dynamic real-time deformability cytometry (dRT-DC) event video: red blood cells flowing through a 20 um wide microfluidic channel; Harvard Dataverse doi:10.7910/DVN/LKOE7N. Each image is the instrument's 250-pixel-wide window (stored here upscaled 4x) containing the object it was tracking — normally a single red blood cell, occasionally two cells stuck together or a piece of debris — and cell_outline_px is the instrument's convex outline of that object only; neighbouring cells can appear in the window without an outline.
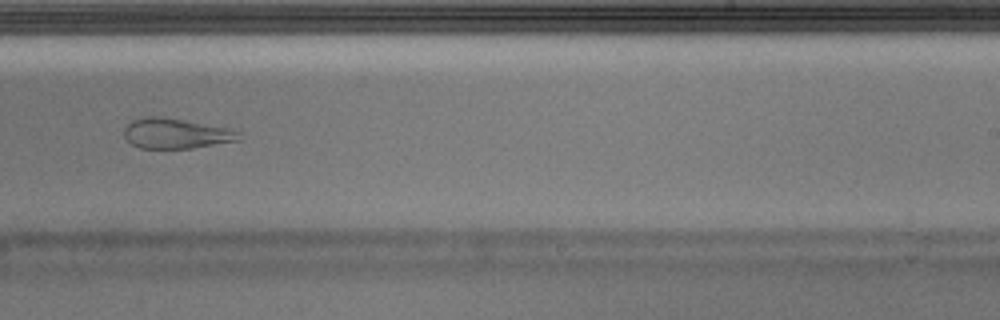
{"species": "Egyptian fruit bat (a non-hibernating species)", "species_latin": "Rousettus aegyptiacus", "temperature_condition": "warm", "stored_images_in_passage": 35, "camera_frame_rate_fps": 3000, "um_per_image_px": 0.085, "animal": {"sex": "male"}, "frame": {"image": 1, "passage_image": 20, "time_ms": 6.333, "image_size_px": [1000, 320], "cell_outline_px": [[240, 140], [192, 148], [140, 148], [132, 144], [124, 136], [124, 128], [132, 120], [144, 116], [156, 116], [228, 128], [240, 132]], "centroid_in_image_um": [14.93, 11.35], "position_along_channel_um": 274.1, "area_um2": 19.88}}